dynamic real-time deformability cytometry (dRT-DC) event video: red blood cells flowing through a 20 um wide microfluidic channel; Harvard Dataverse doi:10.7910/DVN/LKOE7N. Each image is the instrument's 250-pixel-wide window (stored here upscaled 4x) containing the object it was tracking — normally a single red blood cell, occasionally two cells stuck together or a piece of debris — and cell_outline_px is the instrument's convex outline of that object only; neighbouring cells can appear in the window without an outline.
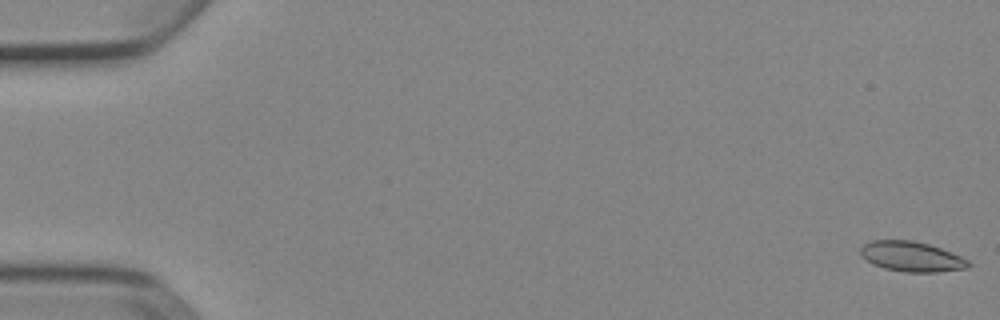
{"species": "Egyptian fruit bat (a non-hibernating species)", "species_latin": "Rousettus aegyptiacus", "temperature_condition": "cold", "stored_images_in_passage": 53, "camera_frame_rate_fps": 3000, "um_per_image_px": 0.085, "animal": {"sex": "female"}, "frame": {"image": 1, "passage_image": 1, "time_ms": 0.0, "image_size_px": [1000, 320], "cell_outline_px": [[972, 264], [968, 268], [936, 272], [904, 272], [884, 268], [872, 264], [860, 252], [860, 248], [864, 244], [872, 240], [912, 240], [928, 244], [940, 248], [960, 256], [968, 260]], "centroid_in_image_um": [77.49, 21.81], "position_along_channel_um": 7.5, "area_um2": 18.79}}
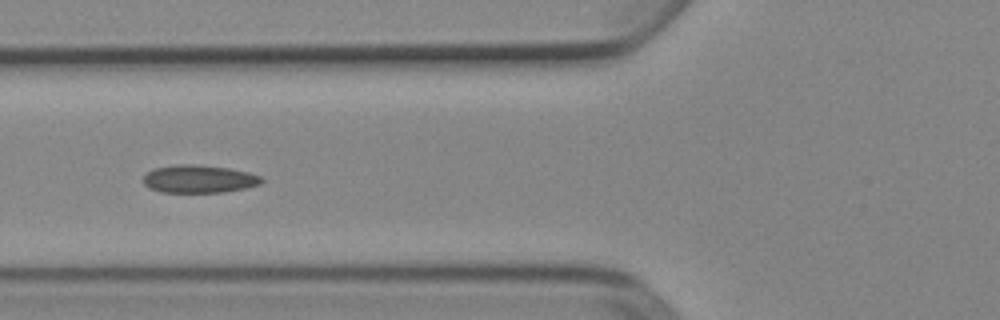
{"frame": {"image": 2, "passage_image": 21, "time_ms": 6.667, "image_size_px": [1000, 320], "cell_outline_px": [[264, 180], [260, 184], [244, 188], [224, 192], [160, 192], [148, 188], [144, 184], [144, 176], [148, 172], [156, 168], [180, 164], [184, 164], [228, 168], [248, 172], [264, 176]], "centroid_in_image_um": [16.94, 15.22], "position_along_channel_um": 108.9, "area_um2": 19.02}}
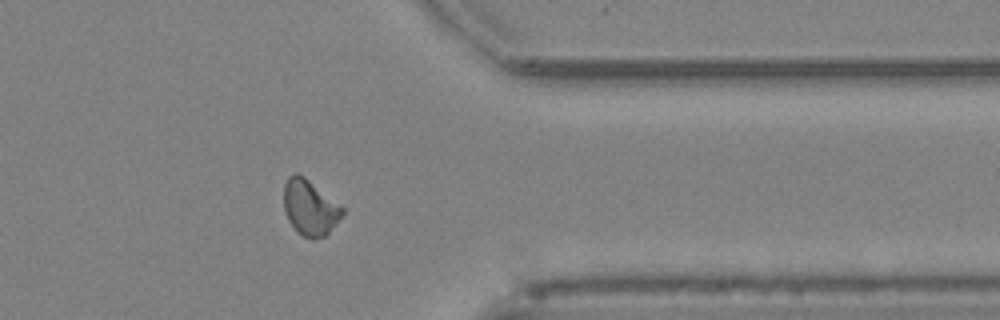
{"frame": {"image": 3, "passage_image": 43, "time_ms": 14.0, "image_size_px": [1000, 320], "cell_outline_px": [[344, 212], [328, 232], [324, 236], [312, 240], [296, 232], [288, 220], [284, 212], [284, 184], [288, 176], [292, 172], [296, 172], [304, 176], [344, 208]], "centroid_in_image_um": [26.3, 17.63], "position_along_channel_um": 385.1, "area_um2": 18.9}, "authors_computed_cell_mechanics": {"area_um2": 18.6694, "velocity_mm_per_s": 3.8987, "shape_relaxation_time_tau1_ms": null, "shape_relaxation_time_tau2_ms": 4.4891, "deformation_change_tau1": null, "deformation_change_tau2": 0.072}}